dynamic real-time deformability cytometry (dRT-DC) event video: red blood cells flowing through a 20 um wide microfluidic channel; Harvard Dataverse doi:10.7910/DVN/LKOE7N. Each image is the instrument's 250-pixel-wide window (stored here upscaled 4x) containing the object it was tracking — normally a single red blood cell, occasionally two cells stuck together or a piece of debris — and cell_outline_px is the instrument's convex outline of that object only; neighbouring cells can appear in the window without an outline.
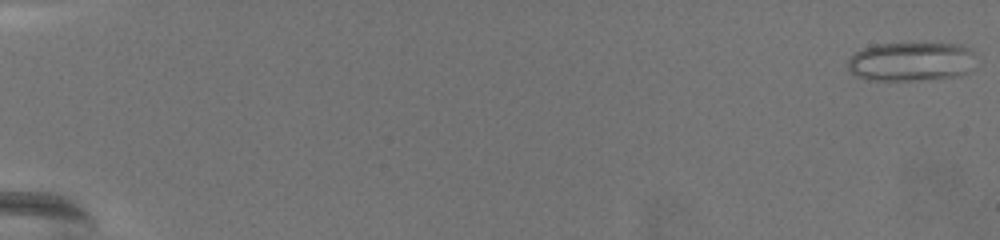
{"species": "common noctule bat (a hibernating species)", "species_latin": "Nyctalus noctula", "temperature_condition": "warm", "stored_images_in_passage": 55, "camera_frame_rate_fps": 3000, "um_per_image_px": 0.085, "animal": {"sex": "female", "body_mass_g": 19.5, "forearm_length_mm": 54.1}, "frame": {"image": 1, "passage_image": 1, "time_ms": 0.0, "image_size_px": [1000, 240], "cell_outline_px": [[972, 52], [968, 72], [960, 76], [920, 80], [868, 80], [856, 76], [848, 68], [848, 60], [856, 52], [864, 48], [876, 44], [964, 44]], "centroid_in_image_um": [77.4, 5.25], "position_along_channel_um": 7.6, "area_um2": 28.73}}
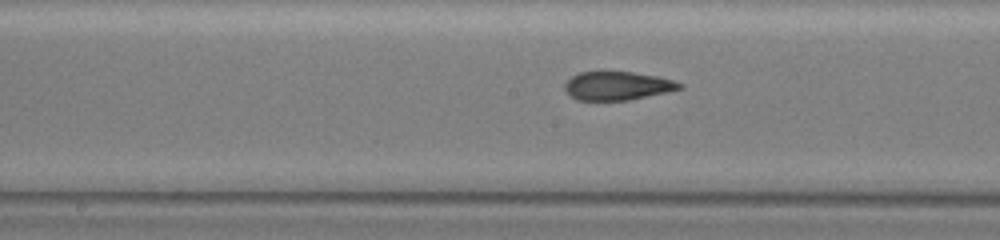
{"frame": {"image": 2, "passage_image": 40, "time_ms": 13.0, "image_size_px": [1000, 240], "cell_outline_px": [[684, 88], [668, 92], [628, 100], [576, 100], [568, 96], [564, 88], [564, 84], [572, 76], [580, 72], [632, 72], [656, 76], [672, 80], [684, 84]], "centroid_in_image_um": [52.47, 7.3], "position_along_channel_um": 195.7, "area_um2": 19.13}}
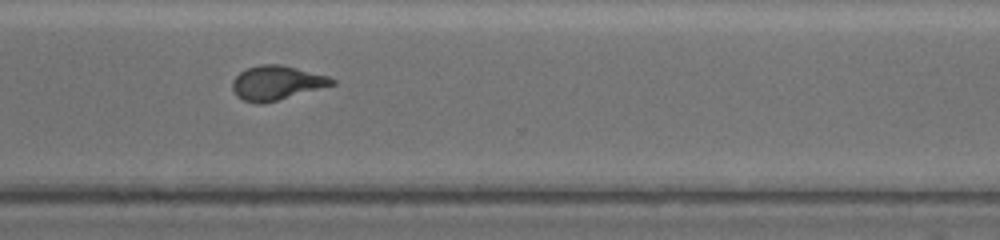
{"frame": {"image": 3, "passage_image": 55, "time_ms": 18.0, "image_size_px": [1000, 240], "cell_outline_px": [[336, 84], [264, 104], [256, 104], [244, 100], [236, 96], [232, 88], [232, 80], [240, 72], [248, 68], [260, 64], [280, 64], [328, 76], [336, 80]], "centroid_in_image_um": [23.5, 7.05], "position_along_channel_um": 347.1, "area_um2": 19.88}}